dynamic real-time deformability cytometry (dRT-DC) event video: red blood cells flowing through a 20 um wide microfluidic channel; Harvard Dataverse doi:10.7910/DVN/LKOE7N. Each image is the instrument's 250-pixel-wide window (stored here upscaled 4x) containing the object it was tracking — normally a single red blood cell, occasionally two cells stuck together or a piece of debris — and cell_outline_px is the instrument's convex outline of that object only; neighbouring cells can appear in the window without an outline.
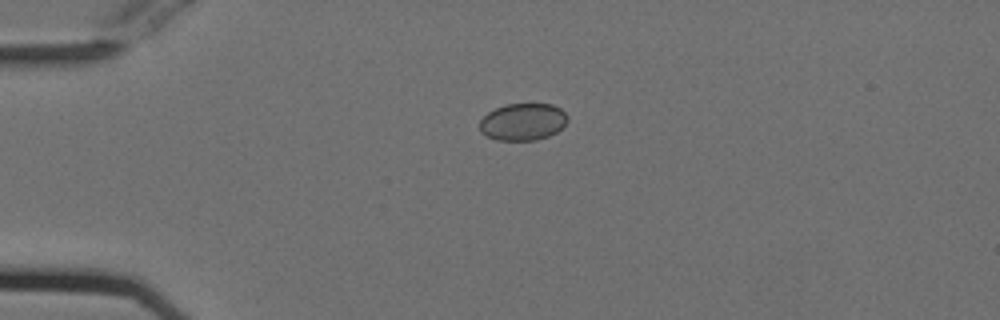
{"species": "Egyptian fruit bat (a non-hibernating species)", "species_latin": "Rousettus aegyptiacus", "temperature_condition": "cold", "stored_images_in_passage": 5, "camera_frame_rate_fps": 3000, "um_per_image_px": 0.085, "animal": {"sex": "female"}, "frame": {"image": 1, "passage_image": 1, "time_ms": 0.0, "image_size_px": [1000, 320], "cell_outline_px": [[568, 120], [556, 132], [548, 136], [536, 140], [496, 140], [480, 132], [480, 120], [488, 112], [496, 108], [508, 104], [552, 104], [560, 108], [568, 116]], "centroid_in_image_um": [44.44, 10.35], "position_along_channel_um": 40.6, "area_um2": 18.9}}